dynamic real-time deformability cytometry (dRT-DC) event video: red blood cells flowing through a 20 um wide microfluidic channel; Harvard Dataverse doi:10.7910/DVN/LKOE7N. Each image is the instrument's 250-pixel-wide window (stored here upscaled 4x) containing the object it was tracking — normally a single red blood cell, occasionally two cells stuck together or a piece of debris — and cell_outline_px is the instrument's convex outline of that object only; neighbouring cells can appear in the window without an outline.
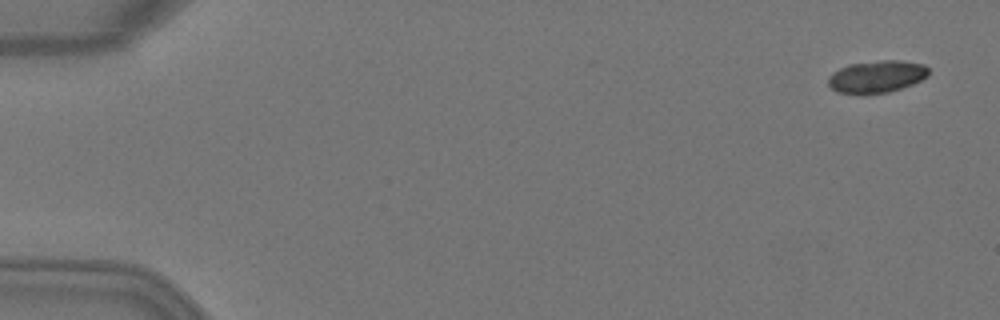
{"species": "Egyptian fruit bat (a non-hibernating species)", "species_latin": "Rousettus aegyptiacus", "temperature_condition": "warm", "stored_images_in_passage": 5, "camera_frame_rate_fps": 3000, "um_per_image_px": 0.085, "animal": {"sex": "female"}, "frame": {"image": 1, "passage_image": 1, "time_ms": 0.0, "image_size_px": [1000, 320], "cell_outline_px": [[928, 76], [912, 84], [888, 92], [836, 92], [828, 84], [828, 76], [832, 72], [848, 64], [880, 60], [900, 60], [924, 64], [928, 68]], "centroid_in_image_um": [74.52, 6.47], "position_along_channel_um": 10.5, "area_um2": 18.5}}